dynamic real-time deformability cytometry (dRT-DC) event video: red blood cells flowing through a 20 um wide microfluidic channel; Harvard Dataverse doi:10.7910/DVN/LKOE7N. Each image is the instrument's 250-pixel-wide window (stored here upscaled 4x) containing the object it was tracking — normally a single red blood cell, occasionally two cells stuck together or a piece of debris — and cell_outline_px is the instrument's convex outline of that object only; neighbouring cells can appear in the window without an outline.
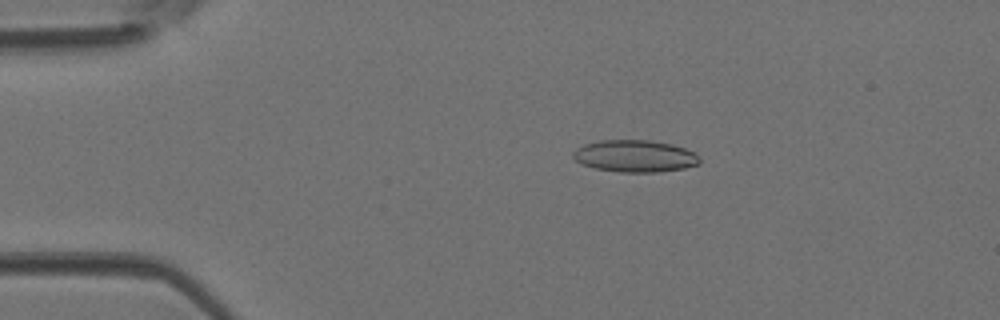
{"species": "Egyptian fruit bat (a non-hibernating species)", "species_latin": "Rousettus aegyptiacus", "temperature_condition": "room temperature", "stored_images_in_passage": 43, "camera_frame_rate_fps": 3000, "um_per_image_px": 0.085, "animal": {"sex": "female"}, "frame": {"image": 1, "passage_image": 7, "time_ms": 2.0, "image_size_px": [1000, 320], "cell_outline_px": [[700, 164], [684, 168], [660, 172], [620, 172], [596, 168], [584, 164], [576, 160], [572, 156], [572, 152], [576, 148], [584, 144], [600, 140], [648, 140], [672, 144], [696, 152], [700, 156]], "centroid_in_image_um": [54.0, 13.26], "position_along_channel_um": 31.0, "area_um2": 23.7}}
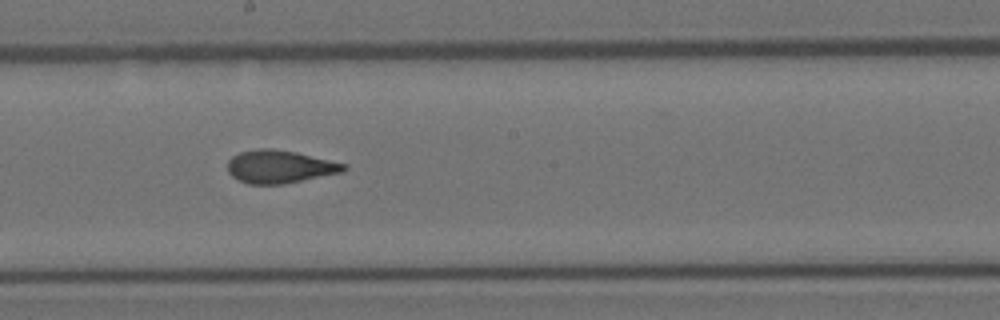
{"frame": {"image": 2, "passage_image": 23, "time_ms": 7.333, "image_size_px": [1000, 320], "cell_outline_px": [[348, 168], [344, 172], [284, 184], [248, 184], [236, 180], [228, 172], [228, 160], [232, 156], [240, 152], [260, 148], [272, 148], [296, 152], [348, 164]], "centroid_in_image_um": [23.79, 14.17], "position_along_channel_um": 224.4, "area_um2": 22.54}}
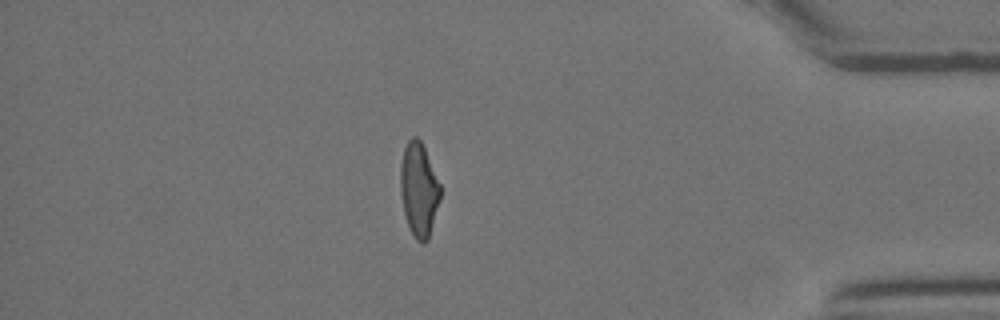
{"frame": {"image": 3, "passage_image": 37, "time_ms": 12.0, "image_size_px": [1000, 320], "cell_outline_px": [[440, 200], [428, 240], [424, 244], [420, 244], [416, 240], [408, 228], [404, 212], [400, 192], [400, 164], [404, 148], [408, 140], [412, 136], [416, 136], [420, 140], [424, 148], [440, 184]], "centroid_in_image_um": [35.59, 16.15], "position_along_channel_um": 399.6, "area_um2": 21.91}}